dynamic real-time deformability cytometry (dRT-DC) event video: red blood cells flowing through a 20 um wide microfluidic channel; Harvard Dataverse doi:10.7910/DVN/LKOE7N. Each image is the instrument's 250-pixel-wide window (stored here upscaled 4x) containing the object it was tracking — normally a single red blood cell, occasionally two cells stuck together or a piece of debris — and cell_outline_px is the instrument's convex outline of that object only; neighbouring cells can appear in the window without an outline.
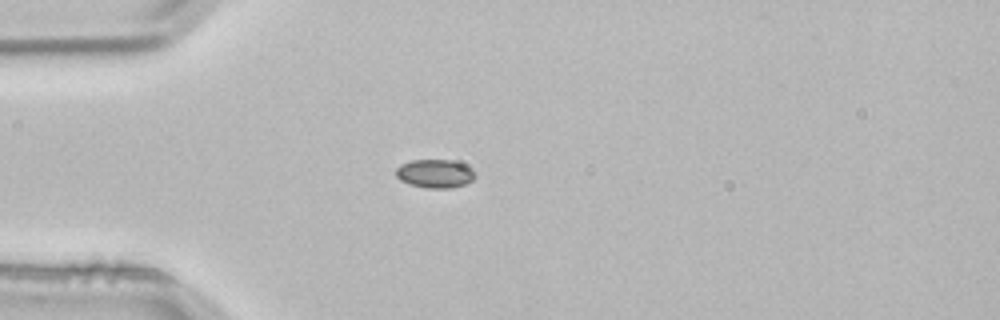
{"species": "common noctule bat (a hibernating species)", "species_latin": "Nyctalus noctula", "temperature_condition": "room temperature", "stored_images_in_passage": 1, "camera_frame_rate_fps": 3000, "um_per_image_px": 0.085, "animal": {"sex": "male", "body_mass_g": 21.5, "forearm_length_mm": 52.0}, "frame": {"image": 1, "passage_image": 1, "time_ms": 0.0, "image_size_px": [1000, 320], "cell_outline_px": [[476, 176], [472, 180], [464, 184], [452, 188], [424, 188], [408, 184], [400, 180], [396, 176], [396, 168], [400, 164], [412, 160], [448, 160], [464, 164]], "centroid_in_image_um": [36.91, 14.77], "position_along_channel_um": 48.1, "area_um2": 13.06}}